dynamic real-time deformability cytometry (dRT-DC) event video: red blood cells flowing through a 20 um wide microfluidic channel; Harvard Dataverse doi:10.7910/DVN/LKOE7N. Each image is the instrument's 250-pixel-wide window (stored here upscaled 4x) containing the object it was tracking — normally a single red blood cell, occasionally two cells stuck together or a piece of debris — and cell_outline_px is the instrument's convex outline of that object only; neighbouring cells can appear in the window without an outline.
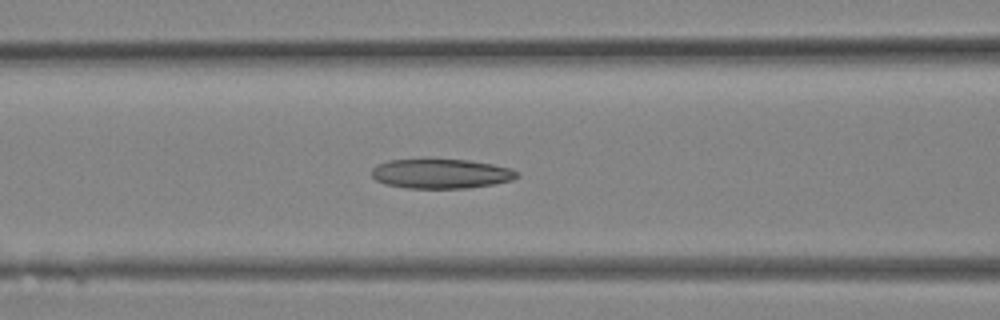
{"species": "Egyptian fruit bat (a non-hibernating species)", "species_latin": "Rousettus aegyptiacus", "temperature_condition": "room temperature", "stored_images_in_passage": 15, "camera_frame_rate_fps": 3000, "um_per_image_px": 0.085, "animal": {"sex": "female"}, "frame": {"image": 1, "passage_image": 11, "time_ms": 3.333, "image_size_px": [1000, 320], "cell_outline_px": [[520, 176], [512, 180], [492, 184], [468, 188], [404, 188], [384, 184], [376, 180], [372, 176], [372, 168], [376, 164], [388, 160], [428, 156], [468, 160], [492, 164], [512, 168], [520, 172]], "centroid_in_image_um": [37.44, 14.71], "position_along_channel_um": 129.2, "area_um2": 26.24}}
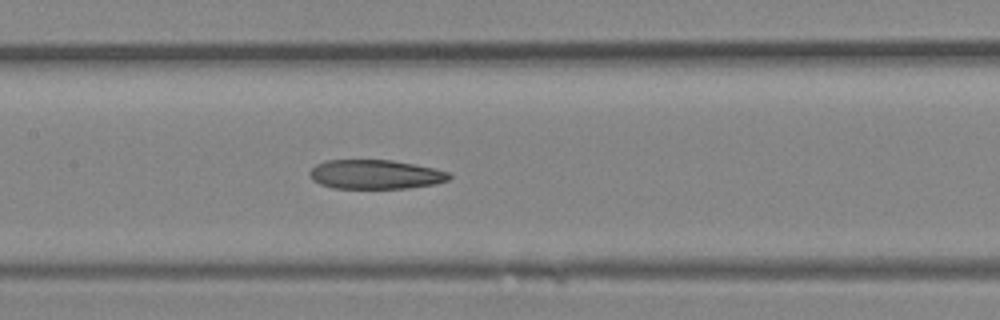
{"frame": {"image": 2, "passage_image": 13, "time_ms": 4.0, "image_size_px": [1000, 320], "cell_outline_px": [[452, 176], [448, 180], [436, 184], [408, 188], [332, 188], [320, 184], [312, 180], [308, 172], [316, 164], [324, 160], [392, 160], [416, 164], [448, 172]], "centroid_in_image_um": [31.89, 14.82], "position_along_channel_um": 175.5, "area_um2": 23.87}}
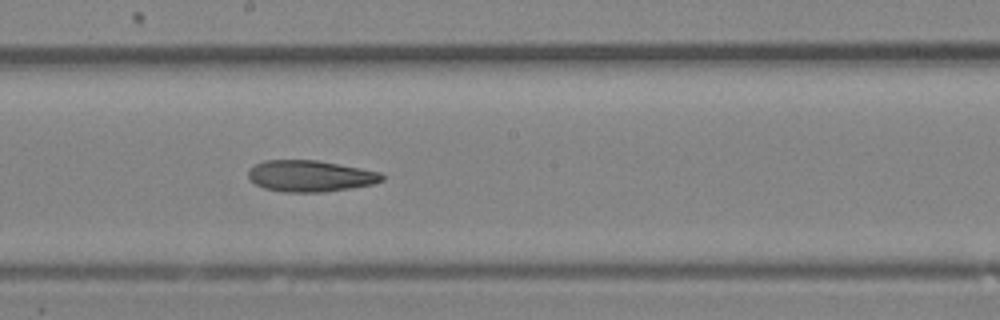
{"frame": {"image": 3, "passage_image": 15, "time_ms": 4.667, "image_size_px": [1000, 320], "cell_outline_px": [[384, 180], [372, 184], [324, 192], [284, 192], [264, 188], [256, 184], [248, 176], [248, 168], [264, 160], [316, 160], [360, 168], [380, 172], [384, 176]], "centroid_in_image_um": [26.35, 14.96], "position_along_channel_um": 221.9, "area_um2": 24.28}}